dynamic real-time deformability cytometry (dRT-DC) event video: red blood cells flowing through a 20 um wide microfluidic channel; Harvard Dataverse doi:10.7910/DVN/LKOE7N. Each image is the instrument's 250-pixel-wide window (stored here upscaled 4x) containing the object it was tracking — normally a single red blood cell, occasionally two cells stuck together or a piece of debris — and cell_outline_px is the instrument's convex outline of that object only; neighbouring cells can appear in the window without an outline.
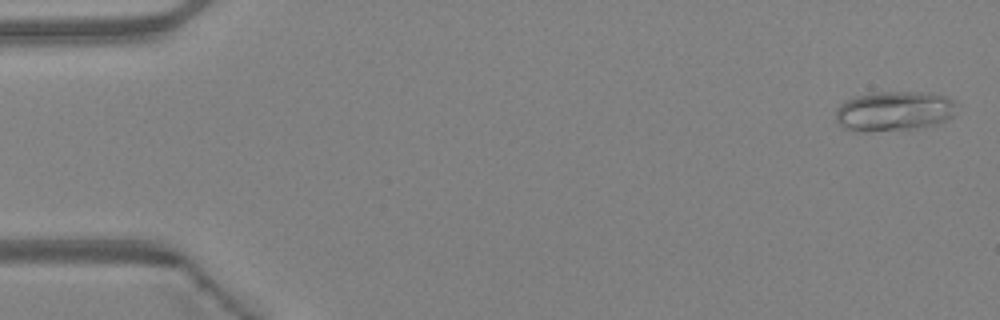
{"species": "Egyptian fruit bat (a non-hibernating species)", "species_latin": "Rousettus aegyptiacus", "temperature_condition": "warm", "stored_images_in_passage": 48, "camera_frame_rate_fps": 3000, "um_per_image_px": 0.085, "animal": {"sex": "female"}, "frame": {"image": 1, "passage_image": 2, "time_ms": 0.333, "image_size_px": [1000, 320], "cell_outline_px": [[956, 104], [952, 116], [944, 120], [932, 124], [912, 128], [860, 132], [856, 132], [840, 124], [836, 120], [836, 108], [844, 100], [856, 96], [872, 92], [928, 92], [944, 96], [952, 100]], "centroid_in_image_um": [75.94, 9.42], "position_along_channel_um": 9.1, "area_um2": 27.69}}
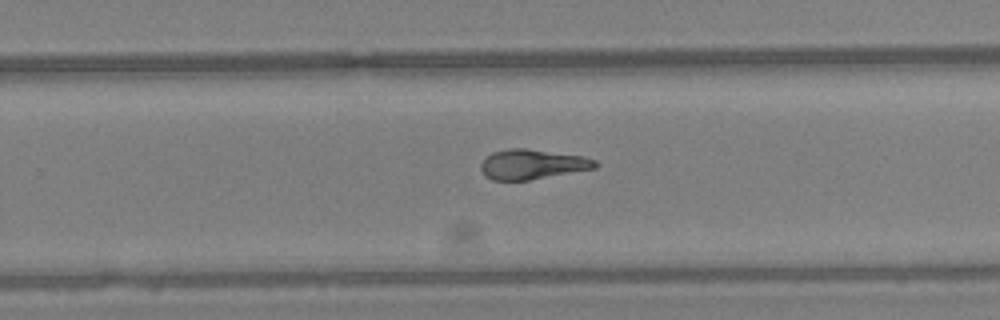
{"frame": {"image": 2, "passage_image": 31, "time_ms": 10.0, "image_size_px": [1000, 320], "cell_outline_px": [[600, 164], [596, 168], [528, 180], [492, 180], [484, 176], [480, 168], [480, 164], [492, 152], [508, 148], [524, 148], [584, 156], [596, 160]], "centroid_in_image_um": [45.25, 13.96], "position_along_channel_um": 284.6, "area_um2": 19.94}}
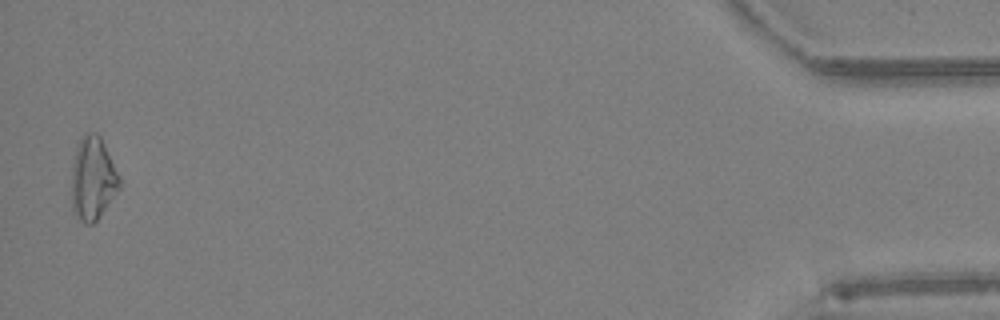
{"frame": {"image": 3, "passage_image": 47, "time_ms": 15.333, "image_size_px": [1000, 320], "cell_outline_px": [[120, 188], [100, 216], [92, 224], [84, 224], [80, 220], [72, 208], [72, 164], [76, 148], [84, 132], [96, 132], [100, 136], [120, 176]], "centroid_in_image_um": [7.89, 15.17], "position_along_channel_um": 427.3, "area_um2": 23.18}, "authors_computed_cell_mechanics": {"area_um2": 20.6924, "velocity_mm_per_s": 4.3461, "shape_relaxation_time_tau1_ms": 7.6492, "shape_relaxation_time_tau2_ms": 1.724, "deformation_change_tau1": 0.2329, "deformation_change_tau2": 0.0629}}